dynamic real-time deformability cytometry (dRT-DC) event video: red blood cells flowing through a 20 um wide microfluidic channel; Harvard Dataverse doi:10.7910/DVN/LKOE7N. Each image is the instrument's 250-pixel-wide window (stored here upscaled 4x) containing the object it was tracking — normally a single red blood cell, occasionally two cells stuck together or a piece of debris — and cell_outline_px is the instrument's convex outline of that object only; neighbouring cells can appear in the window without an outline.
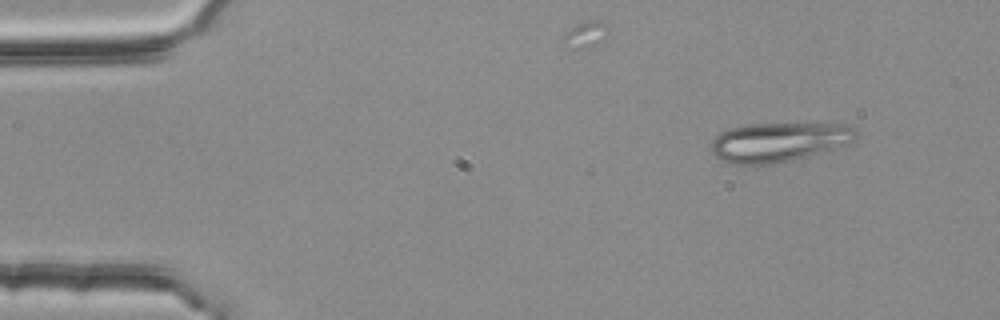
{"species": "common noctule bat (a hibernating species)", "species_latin": "Nyctalus noctula", "temperature_condition": "room temperature", "stored_images_in_passage": 2, "camera_frame_rate_fps": 3000, "um_per_image_px": 0.085, "animal": {"sex": "female", "body_mass_g": 25.1}, "frame": {"image": 1, "passage_image": 1, "time_ms": 0.0, "image_size_px": [1000, 320], "cell_outline_px": [[856, 140], [852, 144], [788, 160], [768, 164], [736, 164], [724, 160], [716, 156], [712, 152], [708, 144], [720, 132], [732, 128], [748, 124], [840, 124], [852, 128], [856, 132]], "centroid_in_image_um": [66.18, 12.06], "position_along_channel_um": 18.8, "area_um2": 32.71}}